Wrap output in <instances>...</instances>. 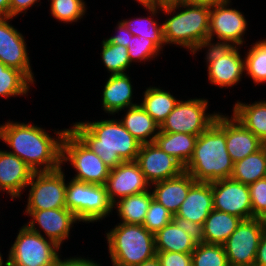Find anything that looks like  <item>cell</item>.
Listing matches in <instances>:
<instances>
[{
    "mask_svg": "<svg viewBox=\"0 0 266 266\" xmlns=\"http://www.w3.org/2000/svg\"><path fill=\"white\" fill-rule=\"evenodd\" d=\"M73 124L69 129L110 169L125 161H136L141 143L124 127L120 119Z\"/></svg>",
    "mask_w": 266,
    "mask_h": 266,
    "instance_id": "obj_2",
    "label": "cell"
},
{
    "mask_svg": "<svg viewBox=\"0 0 266 266\" xmlns=\"http://www.w3.org/2000/svg\"><path fill=\"white\" fill-rule=\"evenodd\" d=\"M117 32V35L111 36L107 40L112 44L127 47L130 41V37H132L133 34L128 30V28L124 25L122 21H118Z\"/></svg>",
    "mask_w": 266,
    "mask_h": 266,
    "instance_id": "obj_43",
    "label": "cell"
},
{
    "mask_svg": "<svg viewBox=\"0 0 266 266\" xmlns=\"http://www.w3.org/2000/svg\"><path fill=\"white\" fill-rule=\"evenodd\" d=\"M252 204V218H261L266 214V178L248 185Z\"/></svg>",
    "mask_w": 266,
    "mask_h": 266,
    "instance_id": "obj_40",
    "label": "cell"
},
{
    "mask_svg": "<svg viewBox=\"0 0 266 266\" xmlns=\"http://www.w3.org/2000/svg\"><path fill=\"white\" fill-rule=\"evenodd\" d=\"M24 213L32 218L29 223L25 224L28 228H35L37 223L47 236L46 238L54 241L58 246L69 238L73 224L80 222L67 208L25 210Z\"/></svg>",
    "mask_w": 266,
    "mask_h": 266,
    "instance_id": "obj_18",
    "label": "cell"
},
{
    "mask_svg": "<svg viewBox=\"0 0 266 266\" xmlns=\"http://www.w3.org/2000/svg\"><path fill=\"white\" fill-rule=\"evenodd\" d=\"M196 183L194 178L184 171L177 177L153 183V199L162 204L173 215H176L184 202L189 189Z\"/></svg>",
    "mask_w": 266,
    "mask_h": 266,
    "instance_id": "obj_22",
    "label": "cell"
},
{
    "mask_svg": "<svg viewBox=\"0 0 266 266\" xmlns=\"http://www.w3.org/2000/svg\"><path fill=\"white\" fill-rule=\"evenodd\" d=\"M39 0H10L9 17H17L20 13H26Z\"/></svg>",
    "mask_w": 266,
    "mask_h": 266,
    "instance_id": "obj_44",
    "label": "cell"
},
{
    "mask_svg": "<svg viewBox=\"0 0 266 266\" xmlns=\"http://www.w3.org/2000/svg\"><path fill=\"white\" fill-rule=\"evenodd\" d=\"M66 208L81 222H97L112 213L105 185L71 179L66 184Z\"/></svg>",
    "mask_w": 266,
    "mask_h": 266,
    "instance_id": "obj_7",
    "label": "cell"
},
{
    "mask_svg": "<svg viewBox=\"0 0 266 266\" xmlns=\"http://www.w3.org/2000/svg\"><path fill=\"white\" fill-rule=\"evenodd\" d=\"M106 236L113 266H136L156 256L155 236L142 224L120 222Z\"/></svg>",
    "mask_w": 266,
    "mask_h": 266,
    "instance_id": "obj_5",
    "label": "cell"
},
{
    "mask_svg": "<svg viewBox=\"0 0 266 266\" xmlns=\"http://www.w3.org/2000/svg\"><path fill=\"white\" fill-rule=\"evenodd\" d=\"M50 13L54 19L63 23L77 22L86 12L84 0H51Z\"/></svg>",
    "mask_w": 266,
    "mask_h": 266,
    "instance_id": "obj_37",
    "label": "cell"
},
{
    "mask_svg": "<svg viewBox=\"0 0 266 266\" xmlns=\"http://www.w3.org/2000/svg\"><path fill=\"white\" fill-rule=\"evenodd\" d=\"M34 171L16 155L0 149V192L6 191L11 199L19 198Z\"/></svg>",
    "mask_w": 266,
    "mask_h": 266,
    "instance_id": "obj_19",
    "label": "cell"
},
{
    "mask_svg": "<svg viewBox=\"0 0 266 266\" xmlns=\"http://www.w3.org/2000/svg\"><path fill=\"white\" fill-rule=\"evenodd\" d=\"M161 12L174 15L162 23L166 45L181 46L190 50L193 55L208 45L210 7L166 3L161 5Z\"/></svg>",
    "mask_w": 266,
    "mask_h": 266,
    "instance_id": "obj_4",
    "label": "cell"
},
{
    "mask_svg": "<svg viewBox=\"0 0 266 266\" xmlns=\"http://www.w3.org/2000/svg\"><path fill=\"white\" fill-rule=\"evenodd\" d=\"M64 266H101L97 262L95 263L91 259L82 257H71L60 261Z\"/></svg>",
    "mask_w": 266,
    "mask_h": 266,
    "instance_id": "obj_46",
    "label": "cell"
},
{
    "mask_svg": "<svg viewBox=\"0 0 266 266\" xmlns=\"http://www.w3.org/2000/svg\"><path fill=\"white\" fill-rule=\"evenodd\" d=\"M244 68L254 84L266 82V39L251 45L244 58Z\"/></svg>",
    "mask_w": 266,
    "mask_h": 266,
    "instance_id": "obj_34",
    "label": "cell"
},
{
    "mask_svg": "<svg viewBox=\"0 0 266 266\" xmlns=\"http://www.w3.org/2000/svg\"><path fill=\"white\" fill-rule=\"evenodd\" d=\"M150 186L136 161H125L110 169L105 182L112 204L121 198L148 191Z\"/></svg>",
    "mask_w": 266,
    "mask_h": 266,
    "instance_id": "obj_17",
    "label": "cell"
},
{
    "mask_svg": "<svg viewBox=\"0 0 266 266\" xmlns=\"http://www.w3.org/2000/svg\"><path fill=\"white\" fill-rule=\"evenodd\" d=\"M173 221L179 228L187 232L197 244L204 242L203 225L178 217L176 215H173Z\"/></svg>",
    "mask_w": 266,
    "mask_h": 266,
    "instance_id": "obj_42",
    "label": "cell"
},
{
    "mask_svg": "<svg viewBox=\"0 0 266 266\" xmlns=\"http://www.w3.org/2000/svg\"><path fill=\"white\" fill-rule=\"evenodd\" d=\"M214 209L235 215L242 220L252 219V204L247 184L231 178L212 182Z\"/></svg>",
    "mask_w": 266,
    "mask_h": 266,
    "instance_id": "obj_14",
    "label": "cell"
},
{
    "mask_svg": "<svg viewBox=\"0 0 266 266\" xmlns=\"http://www.w3.org/2000/svg\"><path fill=\"white\" fill-rule=\"evenodd\" d=\"M10 0H0V17H9Z\"/></svg>",
    "mask_w": 266,
    "mask_h": 266,
    "instance_id": "obj_48",
    "label": "cell"
},
{
    "mask_svg": "<svg viewBox=\"0 0 266 266\" xmlns=\"http://www.w3.org/2000/svg\"><path fill=\"white\" fill-rule=\"evenodd\" d=\"M10 19L13 17H0V61L21 71L34 84L26 42L23 35L9 24Z\"/></svg>",
    "mask_w": 266,
    "mask_h": 266,
    "instance_id": "obj_16",
    "label": "cell"
},
{
    "mask_svg": "<svg viewBox=\"0 0 266 266\" xmlns=\"http://www.w3.org/2000/svg\"><path fill=\"white\" fill-rule=\"evenodd\" d=\"M3 264H4V262H3V258H2V255H1V253H0V266H4Z\"/></svg>",
    "mask_w": 266,
    "mask_h": 266,
    "instance_id": "obj_53",
    "label": "cell"
},
{
    "mask_svg": "<svg viewBox=\"0 0 266 266\" xmlns=\"http://www.w3.org/2000/svg\"><path fill=\"white\" fill-rule=\"evenodd\" d=\"M260 219H261V221H262L263 228H264V231H265V233H266V214L263 215Z\"/></svg>",
    "mask_w": 266,
    "mask_h": 266,
    "instance_id": "obj_51",
    "label": "cell"
},
{
    "mask_svg": "<svg viewBox=\"0 0 266 266\" xmlns=\"http://www.w3.org/2000/svg\"><path fill=\"white\" fill-rule=\"evenodd\" d=\"M68 129L56 131V138L34 124L7 121L0 124V139L10 153L23 160L34 172L53 171L61 166V145Z\"/></svg>",
    "mask_w": 266,
    "mask_h": 266,
    "instance_id": "obj_1",
    "label": "cell"
},
{
    "mask_svg": "<svg viewBox=\"0 0 266 266\" xmlns=\"http://www.w3.org/2000/svg\"><path fill=\"white\" fill-rule=\"evenodd\" d=\"M174 0H160L161 4L172 3Z\"/></svg>",
    "mask_w": 266,
    "mask_h": 266,
    "instance_id": "obj_52",
    "label": "cell"
},
{
    "mask_svg": "<svg viewBox=\"0 0 266 266\" xmlns=\"http://www.w3.org/2000/svg\"><path fill=\"white\" fill-rule=\"evenodd\" d=\"M136 162L150 185L177 177L185 171L179 161L164 152L155 142L141 144Z\"/></svg>",
    "mask_w": 266,
    "mask_h": 266,
    "instance_id": "obj_15",
    "label": "cell"
},
{
    "mask_svg": "<svg viewBox=\"0 0 266 266\" xmlns=\"http://www.w3.org/2000/svg\"><path fill=\"white\" fill-rule=\"evenodd\" d=\"M37 228H20L4 266H56L61 261V247Z\"/></svg>",
    "mask_w": 266,
    "mask_h": 266,
    "instance_id": "obj_6",
    "label": "cell"
},
{
    "mask_svg": "<svg viewBox=\"0 0 266 266\" xmlns=\"http://www.w3.org/2000/svg\"><path fill=\"white\" fill-rule=\"evenodd\" d=\"M146 10H148V12L152 14L148 18L139 17L131 20L123 19L121 21L134 36H142L148 38L154 41L161 49H163V45L166 44L164 41L162 24L159 25L158 22L152 19V16L154 17L157 12L161 10V5L146 7Z\"/></svg>",
    "mask_w": 266,
    "mask_h": 266,
    "instance_id": "obj_32",
    "label": "cell"
},
{
    "mask_svg": "<svg viewBox=\"0 0 266 266\" xmlns=\"http://www.w3.org/2000/svg\"><path fill=\"white\" fill-rule=\"evenodd\" d=\"M154 236L156 252L192 253L197 246L189 234L179 228L173 220Z\"/></svg>",
    "mask_w": 266,
    "mask_h": 266,
    "instance_id": "obj_26",
    "label": "cell"
},
{
    "mask_svg": "<svg viewBox=\"0 0 266 266\" xmlns=\"http://www.w3.org/2000/svg\"><path fill=\"white\" fill-rule=\"evenodd\" d=\"M208 106V100L204 98L180 100L160 125V131L199 136L215 122L219 115V112L206 113Z\"/></svg>",
    "mask_w": 266,
    "mask_h": 266,
    "instance_id": "obj_9",
    "label": "cell"
},
{
    "mask_svg": "<svg viewBox=\"0 0 266 266\" xmlns=\"http://www.w3.org/2000/svg\"><path fill=\"white\" fill-rule=\"evenodd\" d=\"M198 136L185 133H168L160 131L155 143L167 154L174 157L184 167L191 160Z\"/></svg>",
    "mask_w": 266,
    "mask_h": 266,
    "instance_id": "obj_27",
    "label": "cell"
},
{
    "mask_svg": "<svg viewBox=\"0 0 266 266\" xmlns=\"http://www.w3.org/2000/svg\"><path fill=\"white\" fill-rule=\"evenodd\" d=\"M254 266H266V233L259 241Z\"/></svg>",
    "mask_w": 266,
    "mask_h": 266,
    "instance_id": "obj_45",
    "label": "cell"
},
{
    "mask_svg": "<svg viewBox=\"0 0 266 266\" xmlns=\"http://www.w3.org/2000/svg\"><path fill=\"white\" fill-rule=\"evenodd\" d=\"M192 266H229L223 245L197 244L191 253Z\"/></svg>",
    "mask_w": 266,
    "mask_h": 266,
    "instance_id": "obj_36",
    "label": "cell"
},
{
    "mask_svg": "<svg viewBox=\"0 0 266 266\" xmlns=\"http://www.w3.org/2000/svg\"><path fill=\"white\" fill-rule=\"evenodd\" d=\"M239 46L206 45L208 78L212 85L222 88L233 87L241 81L244 58H241Z\"/></svg>",
    "mask_w": 266,
    "mask_h": 266,
    "instance_id": "obj_12",
    "label": "cell"
},
{
    "mask_svg": "<svg viewBox=\"0 0 266 266\" xmlns=\"http://www.w3.org/2000/svg\"><path fill=\"white\" fill-rule=\"evenodd\" d=\"M161 266H191V253L156 252Z\"/></svg>",
    "mask_w": 266,
    "mask_h": 266,
    "instance_id": "obj_41",
    "label": "cell"
},
{
    "mask_svg": "<svg viewBox=\"0 0 266 266\" xmlns=\"http://www.w3.org/2000/svg\"><path fill=\"white\" fill-rule=\"evenodd\" d=\"M61 168L32 174L27 184L30 189L25 210L66 208L67 183Z\"/></svg>",
    "mask_w": 266,
    "mask_h": 266,
    "instance_id": "obj_10",
    "label": "cell"
},
{
    "mask_svg": "<svg viewBox=\"0 0 266 266\" xmlns=\"http://www.w3.org/2000/svg\"><path fill=\"white\" fill-rule=\"evenodd\" d=\"M136 2L140 3L144 8L162 5L160 0H136Z\"/></svg>",
    "mask_w": 266,
    "mask_h": 266,
    "instance_id": "obj_49",
    "label": "cell"
},
{
    "mask_svg": "<svg viewBox=\"0 0 266 266\" xmlns=\"http://www.w3.org/2000/svg\"><path fill=\"white\" fill-rule=\"evenodd\" d=\"M173 220V214L155 199L151 200L143 226L151 233L156 234Z\"/></svg>",
    "mask_w": 266,
    "mask_h": 266,
    "instance_id": "obj_39",
    "label": "cell"
},
{
    "mask_svg": "<svg viewBox=\"0 0 266 266\" xmlns=\"http://www.w3.org/2000/svg\"><path fill=\"white\" fill-rule=\"evenodd\" d=\"M213 209L212 182H196L189 189L176 216L203 225Z\"/></svg>",
    "mask_w": 266,
    "mask_h": 266,
    "instance_id": "obj_21",
    "label": "cell"
},
{
    "mask_svg": "<svg viewBox=\"0 0 266 266\" xmlns=\"http://www.w3.org/2000/svg\"><path fill=\"white\" fill-rule=\"evenodd\" d=\"M69 161L77 174L75 180L105 185L110 168L91 151L70 129L64 134L61 145V165Z\"/></svg>",
    "mask_w": 266,
    "mask_h": 266,
    "instance_id": "obj_8",
    "label": "cell"
},
{
    "mask_svg": "<svg viewBox=\"0 0 266 266\" xmlns=\"http://www.w3.org/2000/svg\"><path fill=\"white\" fill-rule=\"evenodd\" d=\"M101 50V60L110 75L125 74L131 65L127 47L112 44L107 39H104Z\"/></svg>",
    "mask_w": 266,
    "mask_h": 266,
    "instance_id": "obj_35",
    "label": "cell"
},
{
    "mask_svg": "<svg viewBox=\"0 0 266 266\" xmlns=\"http://www.w3.org/2000/svg\"><path fill=\"white\" fill-rule=\"evenodd\" d=\"M221 0H174L172 3L178 4H188V5H202L211 7L216 3H219Z\"/></svg>",
    "mask_w": 266,
    "mask_h": 266,
    "instance_id": "obj_47",
    "label": "cell"
},
{
    "mask_svg": "<svg viewBox=\"0 0 266 266\" xmlns=\"http://www.w3.org/2000/svg\"><path fill=\"white\" fill-rule=\"evenodd\" d=\"M151 190L124 197L113 203L118 216L125 224H143L147 210L153 199Z\"/></svg>",
    "mask_w": 266,
    "mask_h": 266,
    "instance_id": "obj_29",
    "label": "cell"
},
{
    "mask_svg": "<svg viewBox=\"0 0 266 266\" xmlns=\"http://www.w3.org/2000/svg\"><path fill=\"white\" fill-rule=\"evenodd\" d=\"M109 76L102 93V107L108 115L139 105L132 103L133 86L126 73Z\"/></svg>",
    "mask_w": 266,
    "mask_h": 266,
    "instance_id": "obj_23",
    "label": "cell"
},
{
    "mask_svg": "<svg viewBox=\"0 0 266 266\" xmlns=\"http://www.w3.org/2000/svg\"><path fill=\"white\" fill-rule=\"evenodd\" d=\"M231 0H221L210 7L209 45L240 46L245 43L243 36L247 31V20L237 9L229 8ZM216 35L218 41L212 43Z\"/></svg>",
    "mask_w": 266,
    "mask_h": 266,
    "instance_id": "obj_11",
    "label": "cell"
},
{
    "mask_svg": "<svg viewBox=\"0 0 266 266\" xmlns=\"http://www.w3.org/2000/svg\"><path fill=\"white\" fill-rule=\"evenodd\" d=\"M129 59L132 62L150 61L161 54V48L152 40L142 36H132L127 46Z\"/></svg>",
    "mask_w": 266,
    "mask_h": 266,
    "instance_id": "obj_38",
    "label": "cell"
},
{
    "mask_svg": "<svg viewBox=\"0 0 266 266\" xmlns=\"http://www.w3.org/2000/svg\"><path fill=\"white\" fill-rule=\"evenodd\" d=\"M120 121L141 144L154 143L156 136L160 132L158 123L140 104L128 108L126 115Z\"/></svg>",
    "mask_w": 266,
    "mask_h": 266,
    "instance_id": "obj_24",
    "label": "cell"
},
{
    "mask_svg": "<svg viewBox=\"0 0 266 266\" xmlns=\"http://www.w3.org/2000/svg\"><path fill=\"white\" fill-rule=\"evenodd\" d=\"M233 116L266 143V101H255L251 105L238 101L233 107Z\"/></svg>",
    "mask_w": 266,
    "mask_h": 266,
    "instance_id": "obj_28",
    "label": "cell"
},
{
    "mask_svg": "<svg viewBox=\"0 0 266 266\" xmlns=\"http://www.w3.org/2000/svg\"><path fill=\"white\" fill-rule=\"evenodd\" d=\"M33 83L19 70L0 61V96L9 98L26 95Z\"/></svg>",
    "mask_w": 266,
    "mask_h": 266,
    "instance_id": "obj_33",
    "label": "cell"
},
{
    "mask_svg": "<svg viewBox=\"0 0 266 266\" xmlns=\"http://www.w3.org/2000/svg\"><path fill=\"white\" fill-rule=\"evenodd\" d=\"M56 266H64L61 262H59Z\"/></svg>",
    "mask_w": 266,
    "mask_h": 266,
    "instance_id": "obj_54",
    "label": "cell"
},
{
    "mask_svg": "<svg viewBox=\"0 0 266 266\" xmlns=\"http://www.w3.org/2000/svg\"><path fill=\"white\" fill-rule=\"evenodd\" d=\"M241 221L235 215L213 209L203 224L204 242L223 245Z\"/></svg>",
    "mask_w": 266,
    "mask_h": 266,
    "instance_id": "obj_25",
    "label": "cell"
},
{
    "mask_svg": "<svg viewBox=\"0 0 266 266\" xmlns=\"http://www.w3.org/2000/svg\"><path fill=\"white\" fill-rule=\"evenodd\" d=\"M264 233L260 218L242 220L223 244L229 266H254L259 241Z\"/></svg>",
    "mask_w": 266,
    "mask_h": 266,
    "instance_id": "obj_13",
    "label": "cell"
},
{
    "mask_svg": "<svg viewBox=\"0 0 266 266\" xmlns=\"http://www.w3.org/2000/svg\"><path fill=\"white\" fill-rule=\"evenodd\" d=\"M136 266H161V264L157 256H155L152 259L144 261L141 264L136 265Z\"/></svg>",
    "mask_w": 266,
    "mask_h": 266,
    "instance_id": "obj_50",
    "label": "cell"
},
{
    "mask_svg": "<svg viewBox=\"0 0 266 266\" xmlns=\"http://www.w3.org/2000/svg\"><path fill=\"white\" fill-rule=\"evenodd\" d=\"M226 146L235 163L260 150L264 143L233 115L226 116Z\"/></svg>",
    "mask_w": 266,
    "mask_h": 266,
    "instance_id": "obj_20",
    "label": "cell"
},
{
    "mask_svg": "<svg viewBox=\"0 0 266 266\" xmlns=\"http://www.w3.org/2000/svg\"><path fill=\"white\" fill-rule=\"evenodd\" d=\"M233 166L226 146V114L219 113L215 122L197 137L185 171L196 182L211 183L230 178Z\"/></svg>",
    "mask_w": 266,
    "mask_h": 266,
    "instance_id": "obj_3",
    "label": "cell"
},
{
    "mask_svg": "<svg viewBox=\"0 0 266 266\" xmlns=\"http://www.w3.org/2000/svg\"><path fill=\"white\" fill-rule=\"evenodd\" d=\"M230 178L247 185L266 178V147L235 162Z\"/></svg>",
    "mask_w": 266,
    "mask_h": 266,
    "instance_id": "obj_30",
    "label": "cell"
},
{
    "mask_svg": "<svg viewBox=\"0 0 266 266\" xmlns=\"http://www.w3.org/2000/svg\"><path fill=\"white\" fill-rule=\"evenodd\" d=\"M143 97V101L140 105L158 123L159 126L180 101L168 91L158 87L146 88Z\"/></svg>",
    "mask_w": 266,
    "mask_h": 266,
    "instance_id": "obj_31",
    "label": "cell"
}]
</instances>
